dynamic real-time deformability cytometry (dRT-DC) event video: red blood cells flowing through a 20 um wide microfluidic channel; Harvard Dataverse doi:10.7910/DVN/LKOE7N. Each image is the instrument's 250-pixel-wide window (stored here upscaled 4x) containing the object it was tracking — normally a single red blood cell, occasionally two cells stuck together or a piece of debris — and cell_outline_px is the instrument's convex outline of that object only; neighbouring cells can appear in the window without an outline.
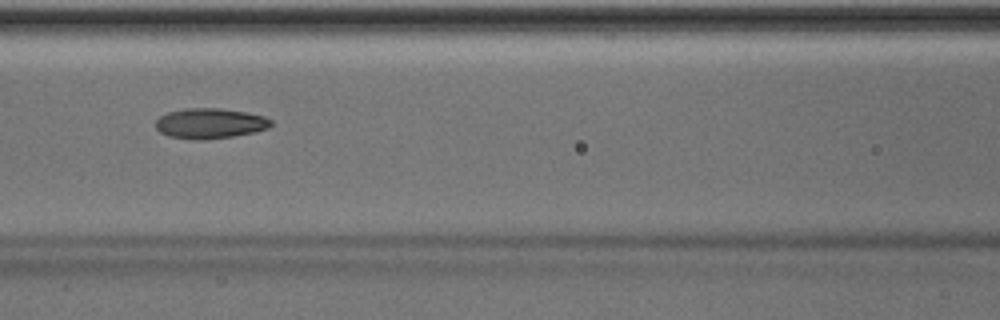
{"species": "Egyptian fruit bat (a non-hibernating species)", "species_latin": "Rousettus aegyptiacus", "temperature_condition": "room temperature", "stored_images_in_passage": 50, "camera_frame_rate_fps": 3000, "um_per_image_px": 0.085, "animal": {"sex": "male"}, "frame": {"image": 1, "passage_image": 22, "time_ms": 7.0, "image_size_px": [1000, 320], "cell_outline_px": [[276, 124], [268, 128], [256, 132], [232, 136], [204, 140], [192, 140], [168, 136], [160, 132], [156, 128], [156, 120], [160, 116], [168, 112], [188, 108], [220, 108], [244, 112], [264, 116], [272, 120]], "centroid_in_image_um": [17.87, 10.5], "position_along_channel_um": 148.7, "area_um2": 20.52}, "authors_computed_cell_mechanics": {"area_um2": 20.23, "velocity_mm_per_s": 4.0358, "shape_relaxation_time_tau1_ms": 5.1424, "shape_relaxation_time_tau2_ms": 2.6386, "deformation_change_tau1": 0.1423, "deformation_change_tau2": 0.0859}}